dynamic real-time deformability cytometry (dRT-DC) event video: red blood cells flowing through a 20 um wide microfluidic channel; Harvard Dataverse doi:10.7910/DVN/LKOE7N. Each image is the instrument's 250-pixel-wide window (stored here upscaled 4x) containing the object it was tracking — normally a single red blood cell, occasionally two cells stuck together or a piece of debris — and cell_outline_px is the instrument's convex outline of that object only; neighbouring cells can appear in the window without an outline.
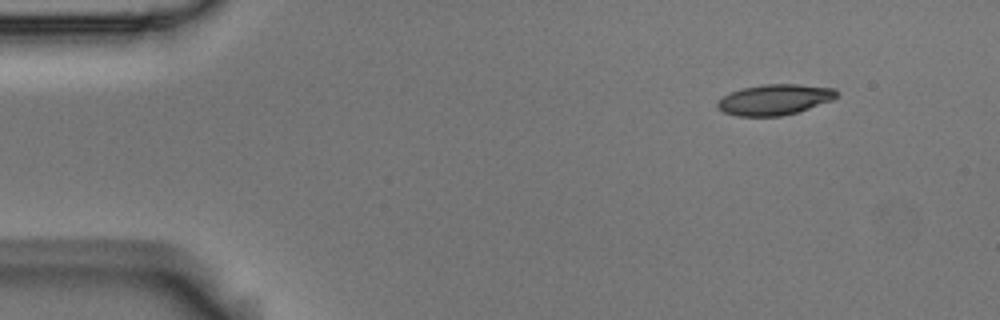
{"species": "Egyptian fruit bat (a non-hibernating species)", "species_latin": "Rousettus aegyptiacus", "temperature_condition": "room temperature", "stored_images_in_passage": 6, "camera_frame_rate_fps": 3000, "um_per_image_px": 0.085, "animal": {"sex": "male"}, "frame": {"image": 1, "passage_image": 1, "time_ms": 0.0, "image_size_px": [1000, 320], "cell_outline_px": [[840, 96], [832, 100], [796, 112], [780, 116], [736, 116], [724, 112], [716, 108], [716, 100], [728, 92], [760, 84], [796, 84], [836, 88], [840, 92]], "centroid_in_image_um": [65.82, 8.45], "position_along_channel_um": 19.2, "area_um2": 21.56}}
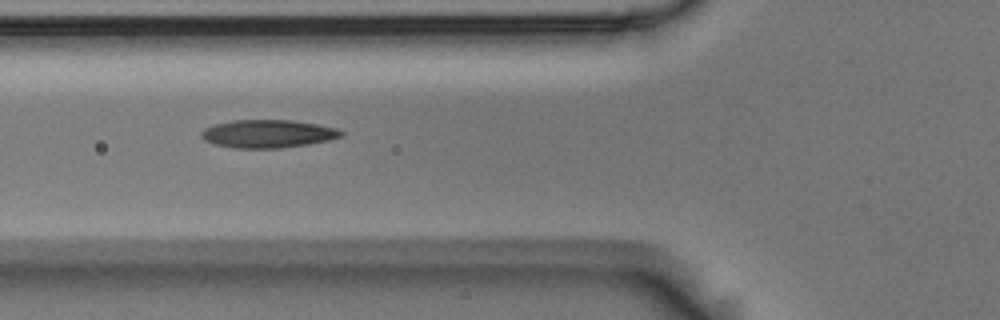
{"frame": {"image": 2, "passage_image": 5, "time_ms": 1.333, "image_size_px": [1000, 320], "cell_outline_px": [[344, 136], [328, 140], [308, 144], [280, 148], [232, 148], [216, 144], [204, 140], [200, 136], [200, 132], [204, 128], [216, 124], [232, 120], [292, 120], [316, 124], [336, 128], [344, 132]], "centroid_in_image_um": [22.76, 11.37], "position_along_channel_um": 103.0, "area_um2": 22.83}}
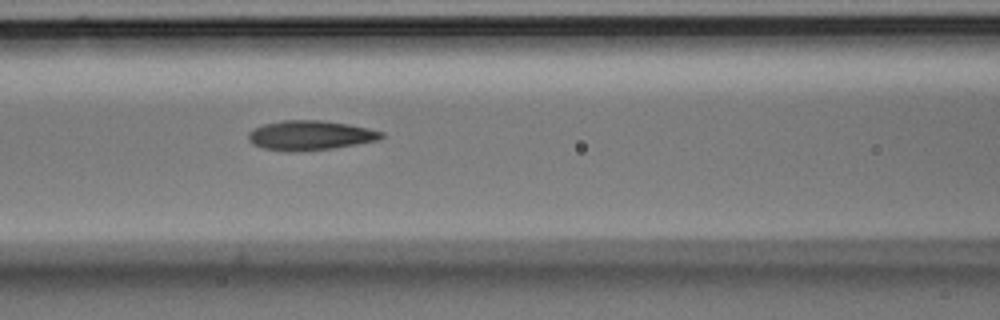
{"frame": {"image": 3, "passage_image": 6, "time_ms": 1.667, "image_size_px": [1000, 320], "cell_outline_px": [[384, 136], [380, 140], [332, 148], [300, 152], [284, 152], [264, 148], [252, 144], [248, 140], [248, 132], [264, 124], [284, 120], [320, 120], [348, 124], [368, 128], [384, 132]], "centroid_in_image_um": [26.36, 11.52], "position_along_channel_um": 140.2, "area_um2": 23.06}}